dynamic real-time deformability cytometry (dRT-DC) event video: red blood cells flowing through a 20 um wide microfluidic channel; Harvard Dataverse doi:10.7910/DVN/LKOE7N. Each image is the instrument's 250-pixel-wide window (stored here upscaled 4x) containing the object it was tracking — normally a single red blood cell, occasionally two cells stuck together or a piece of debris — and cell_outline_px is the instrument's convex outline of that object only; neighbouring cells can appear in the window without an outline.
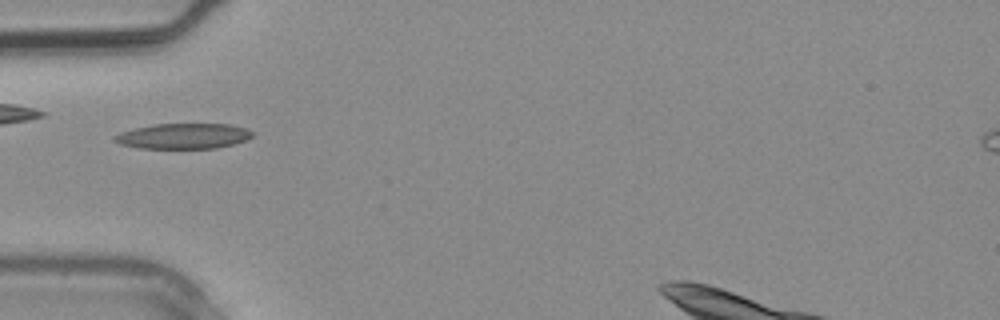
{"species": "common noctule bat (a hibernating species)", "species_latin": "Nyctalus noctula", "temperature_condition": "warm", "stored_images_in_passage": 2, "camera_frame_rate_fps": 3000, "um_per_image_px": 0.085, "animal": {"sex": "male", "body_mass_g": 20.4}, "frame": {"image": 1, "passage_image": 2, "time_ms": 0.333, "image_size_px": [1000, 320], "cell_outline_px": [[252, 136], [244, 140], [232, 144], [216, 148], [136, 148], [120, 144], [112, 140], [112, 136], [120, 132], [152, 124], [232, 124], [244, 128], [252, 132]], "centroid_in_image_um": [15.51, 11.56], "position_along_channel_um": 69.5, "area_um2": 20.35}}